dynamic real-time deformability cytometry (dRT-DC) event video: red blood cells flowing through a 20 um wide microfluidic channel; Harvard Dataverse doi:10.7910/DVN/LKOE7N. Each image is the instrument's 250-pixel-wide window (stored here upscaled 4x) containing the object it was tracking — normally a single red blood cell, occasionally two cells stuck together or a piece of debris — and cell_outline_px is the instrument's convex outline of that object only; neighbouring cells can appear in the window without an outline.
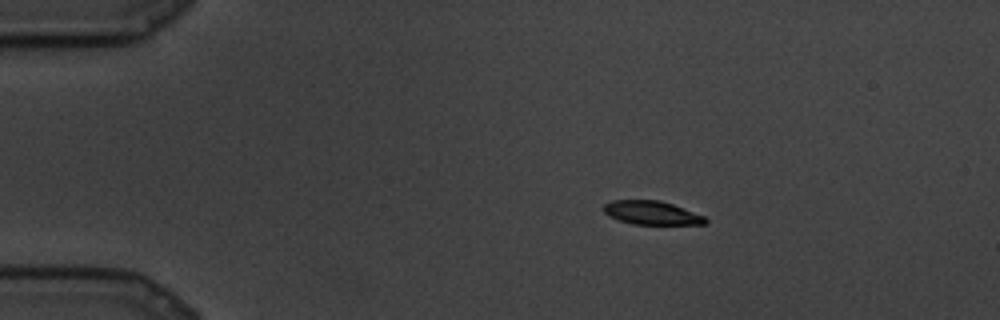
{"species": "common noctule bat (a hibernating species)", "species_latin": "Nyctalus noctula", "temperature_condition": "cold", "stored_images_in_passage": 72, "camera_frame_rate_fps": 3000, "um_per_image_px": 0.085, "animal": {"sex": "male", "body_mass_g": 19.5, "forearm_length_mm": 54.6}, "frame": {"image": 1, "passage_image": 1, "time_ms": 0.0, "image_size_px": [1000, 320], "cell_outline_px": [[708, 224], [632, 224], [620, 220], [604, 212], [604, 204], [612, 200], [660, 200], [672, 204], [704, 216], [708, 220]], "centroid_in_image_um": [55.41, 18.08], "position_along_channel_um": 29.6, "area_um2": 13.81}}
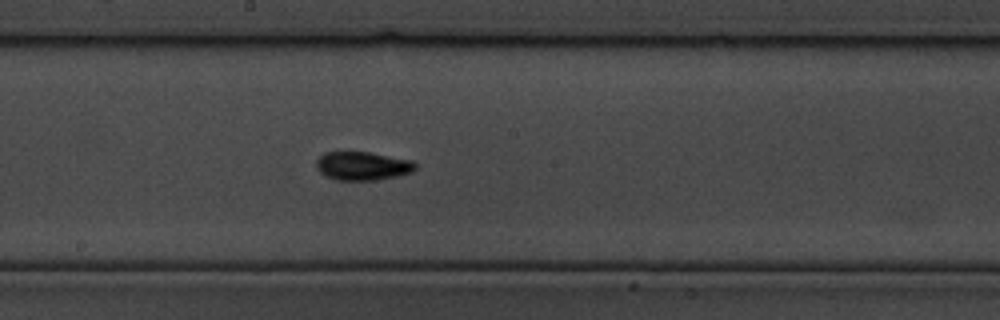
{"frame": {"image": 2, "passage_image": 33, "time_ms": 10.667, "image_size_px": [1000, 320], "cell_outline_px": [[416, 168], [412, 172], [396, 176], [376, 180], [336, 180], [320, 172], [316, 168], [316, 160], [324, 152], [368, 152], [412, 160], [416, 164]], "centroid_in_image_um": [30.81, 14.1], "position_along_channel_um": 217.4, "area_um2": 16.42}}
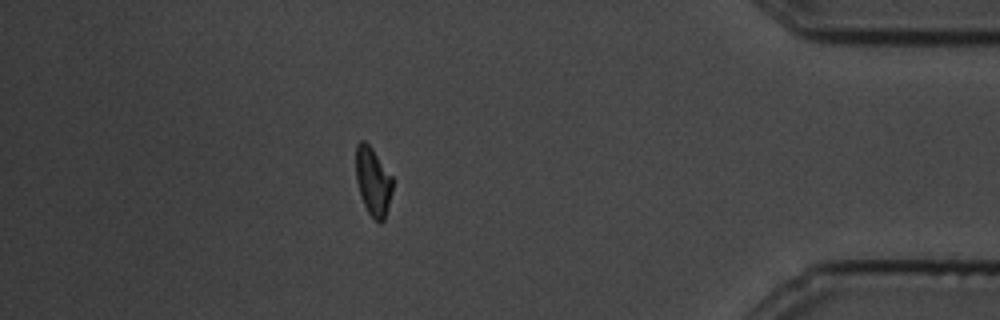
{"frame": {"image": 3, "passage_image": 62, "time_ms": 20.333, "image_size_px": [1000, 320], "cell_outline_px": [[392, 192], [384, 220], [380, 224], [372, 220], [364, 204], [356, 180], [356, 144], [360, 140], [364, 140], [372, 148], [392, 176]], "centroid_in_image_um": [31.7, 15.44], "position_along_channel_um": 403.5, "area_um2": 14.62}}